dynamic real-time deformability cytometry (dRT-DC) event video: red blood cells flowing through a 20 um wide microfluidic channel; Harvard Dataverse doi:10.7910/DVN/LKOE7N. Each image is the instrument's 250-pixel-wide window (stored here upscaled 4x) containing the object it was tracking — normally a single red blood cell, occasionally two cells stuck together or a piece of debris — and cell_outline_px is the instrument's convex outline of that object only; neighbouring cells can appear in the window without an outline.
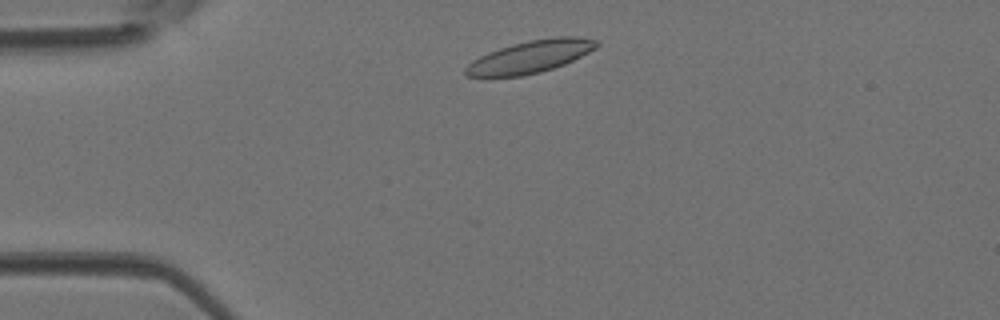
{"species": "Egyptian fruit bat (a non-hibernating species)", "species_latin": "Rousettus aegyptiacus", "temperature_condition": "room temperature", "stored_images_in_passage": 8, "camera_frame_rate_fps": 3000, "um_per_image_px": 0.085, "animal": {"sex": "female"}, "frame": {"image": 1, "passage_image": 3, "time_ms": 0.667, "image_size_px": [1000, 320], "cell_outline_px": [[600, 44], [596, 48], [564, 64], [540, 72], [520, 76], [464, 76], [464, 68], [472, 60], [488, 52], [512, 44], [528, 40], [556, 36], [576, 36], [596, 40]], "centroid_in_image_um": [45.06, 4.81], "position_along_channel_um": 39.9, "area_um2": 24.57}}
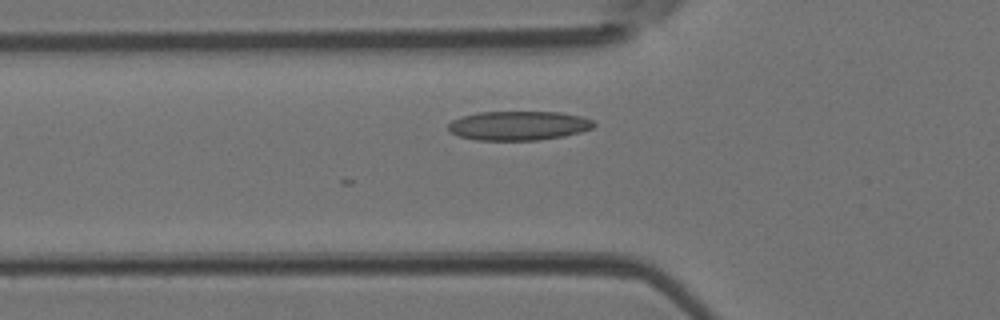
{"frame": {"image": 2, "passage_image": 8, "time_ms": 2.333, "image_size_px": [1000, 320], "cell_outline_px": [[596, 124], [592, 128], [580, 132], [564, 136], [540, 140], [476, 140], [460, 136], [452, 132], [448, 128], [448, 124], [452, 120], [464, 116], [480, 112], [560, 112], [580, 116], [592, 120]], "centroid_in_image_um": [44.1, 10.68], "position_along_channel_um": 81.7, "area_um2": 24.62}}